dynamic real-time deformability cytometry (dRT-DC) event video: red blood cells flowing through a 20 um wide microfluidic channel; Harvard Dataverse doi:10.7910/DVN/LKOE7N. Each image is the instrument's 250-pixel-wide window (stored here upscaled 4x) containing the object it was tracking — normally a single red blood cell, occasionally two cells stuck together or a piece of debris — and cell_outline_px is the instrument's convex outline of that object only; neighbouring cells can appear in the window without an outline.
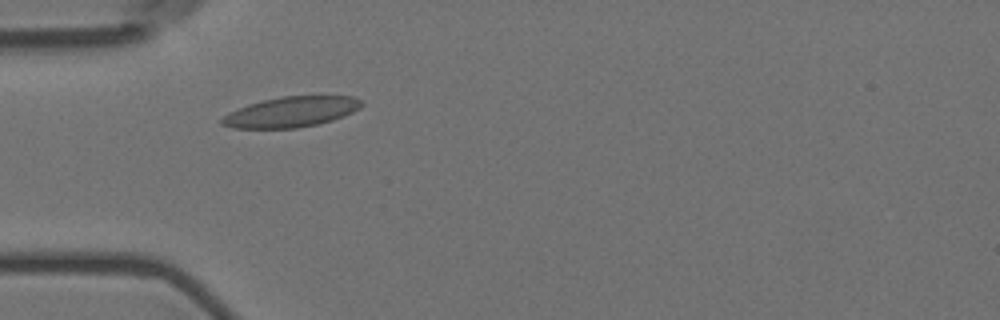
{"species": "Egyptian fruit bat (a non-hibernating species)", "species_latin": "Rousettus aegyptiacus", "temperature_condition": "room temperature", "stored_images_in_passage": 1, "camera_frame_rate_fps": 3000, "um_per_image_px": 0.085, "animal": {"sex": "female"}, "frame": {"image": 1, "passage_image": 1, "time_ms": 0.0, "image_size_px": [1000, 320], "cell_outline_px": [[364, 104], [360, 108], [344, 116], [332, 120], [316, 124], [296, 128], [232, 128], [220, 124], [220, 120], [228, 112], [248, 104], [280, 96], [352, 96], [360, 100]], "centroid_in_image_um": [24.73, 9.51], "position_along_channel_um": 60.3, "area_um2": 24.68}}